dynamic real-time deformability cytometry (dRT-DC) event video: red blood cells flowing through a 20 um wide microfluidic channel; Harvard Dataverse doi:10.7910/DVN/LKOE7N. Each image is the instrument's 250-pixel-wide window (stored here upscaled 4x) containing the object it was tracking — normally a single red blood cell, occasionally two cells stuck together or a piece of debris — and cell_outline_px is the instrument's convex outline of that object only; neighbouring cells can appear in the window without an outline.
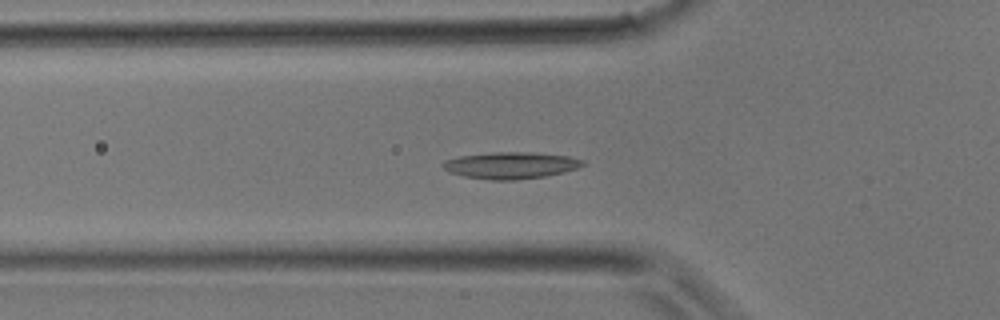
{"species": "common noctule bat (a hibernating species)", "species_latin": "Nyctalus noctula", "temperature_condition": "room temperature", "stored_images_in_passage": 26, "camera_frame_rate_fps": 3000, "um_per_image_px": 0.085, "animal": {"sex": "male", "body_mass_g": 17.9}, "frame": {"image": 1, "passage_image": 3, "time_ms": 0.667, "image_size_px": [1000, 320], "cell_outline_px": [[584, 164], [576, 168], [544, 176], [516, 180], [492, 180], [464, 176], [448, 172], [440, 164], [444, 160], [460, 156], [492, 152], [532, 152], [568, 156], [584, 160]], "centroid_in_image_um": [43.36, 14.04], "position_along_channel_um": 82.4, "area_um2": 21.62}}
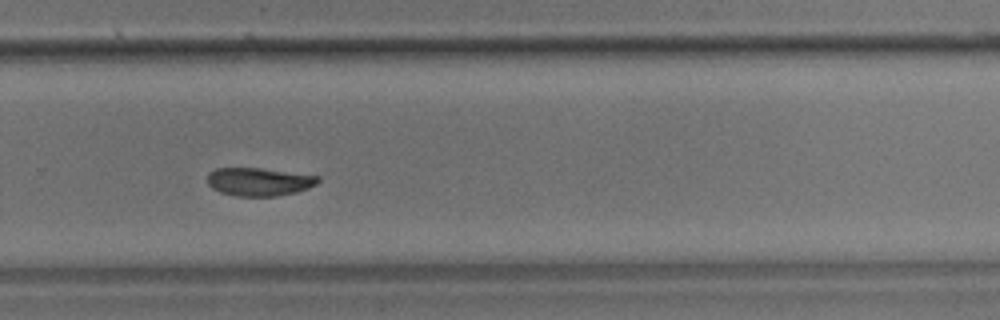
{"frame": {"image": 2, "passage_image": 15, "time_ms": 4.667, "image_size_px": [1000, 320], "cell_outline_px": [[320, 180], [316, 184], [308, 188], [296, 192], [276, 196], [236, 196], [220, 192], [212, 188], [208, 184], [208, 172], [216, 168], [260, 168], [320, 176]], "centroid_in_image_um": [22.01, 15.44], "position_along_channel_um": 307.8, "area_um2": 18.15}}
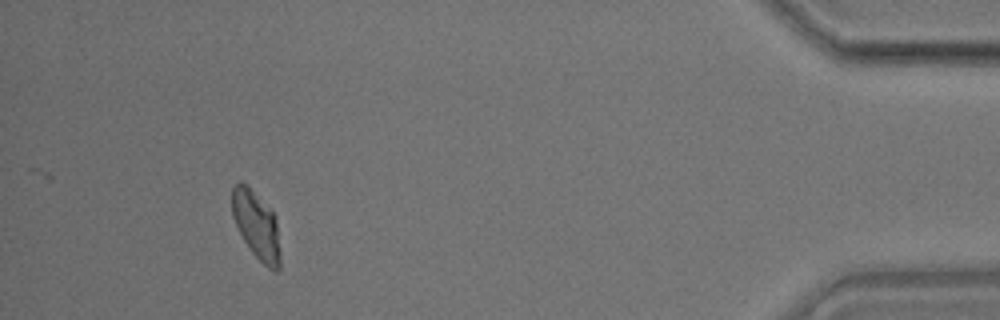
{"frame": {"image": 3, "passage_image": 24, "time_ms": 7.667, "image_size_px": [1000, 320], "cell_outline_px": [[280, 268], [276, 272], [268, 268], [248, 248], [232, 216], [232, 188], [240, 180], [248, 184], [272, 208], [276, 220], [280, 252]], "centroid_in_image_um": [21.8, 19.09], "position_along_channel_um": 413.4, "area_um2": 19.36}}